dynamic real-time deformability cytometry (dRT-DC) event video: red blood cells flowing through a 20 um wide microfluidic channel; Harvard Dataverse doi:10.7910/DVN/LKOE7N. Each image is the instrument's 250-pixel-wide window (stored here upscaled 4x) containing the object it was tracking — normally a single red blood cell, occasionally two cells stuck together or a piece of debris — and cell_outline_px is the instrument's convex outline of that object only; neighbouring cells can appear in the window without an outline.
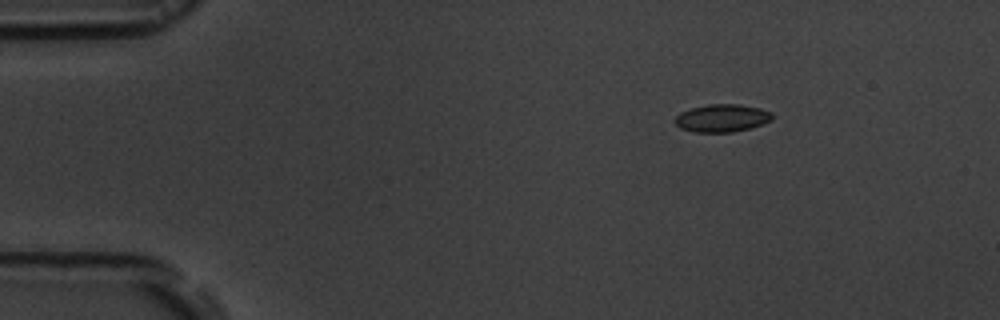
{"species": "common noctule bat (a hibernating species)", "species_latin": "Nyctalus noctula", "temperature_condition": "room temperature", "stored_images_in_passage": 9, "camera_frame_rate_fps": 3000, "um_per_image_px": 0.085, "animal": {"sex": "male", "body_mass_g": 19.5, "forearm_length_mm": 54.6}, "frame": {"image": 1, "passage_image": 1, "time_ms": 0.0, "image_size_px": [1000, 320], "cell_outline_px": [[772, 120], [748, 128], [732, 132], [696, 132], [680, 128], [672, 120], [680, 112], [692, 108], [708, 104], [740, 104], [760, 108], [772, 112]], "centroid_in_image_um": [61.34, 10.03], "position_along_channel_um": 23.7, "area_um2": 15.66}}